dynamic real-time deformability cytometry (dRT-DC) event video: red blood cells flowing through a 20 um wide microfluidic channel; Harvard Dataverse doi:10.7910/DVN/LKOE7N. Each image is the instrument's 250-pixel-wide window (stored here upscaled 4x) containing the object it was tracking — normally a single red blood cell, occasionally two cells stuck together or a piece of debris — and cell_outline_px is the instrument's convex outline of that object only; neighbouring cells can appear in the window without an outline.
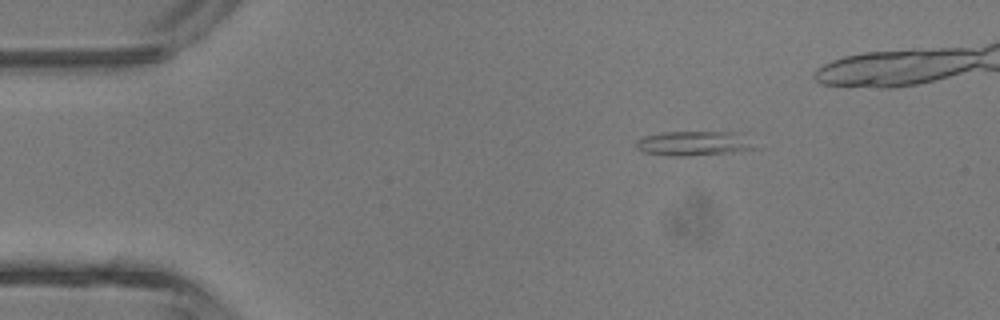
{"species": "common noctule bat (a hibernating species)", "species_latin": "Nyctalus noctula", "temperature_condition": "room temperature", "stored_images_in_passage": 5, "segment_of_instrument_passage": [1, 2], "camera_frame_rate_fps": 3000, "um_per_image_px": 0.085, "animal": {"sex": "male", "body_mass_g": 13.3}, "frame": {"image": 1, "passage_image": 1, "time_ms": 0.0, "image_size_px": [1000, 320], "cell_outline_px": [[760, 148], [728, 152], [688, 156], [668, 156], [644, 152], [636, 148], [636, 140], [644, 136], [664, 132], [736, 132]], "centroid_in_image_um": [58.92, 12.19], "position_along_channel_um": 26.1, "area_um2": 16.82}}
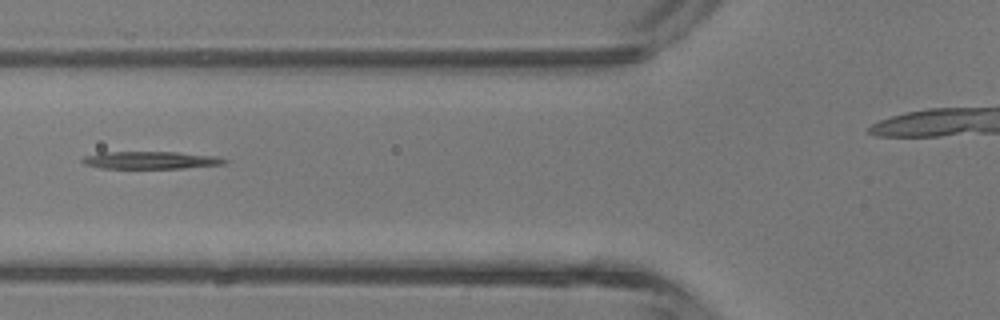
{"frame": {"image": 2, "passage_image": 4, "time_ms": 3.333, "image_size_px": [1000, 320], "cell_outline_px": [[228, 160], [224, 164], [184, 168], [100, 168], [84, 164], [80, 160], [84, 156], [100, 152], [176, 152], [216, 156]], "centroid_in_image_um": [12.77, 13.61], "position_along_channel_um": 113.0, "area_um2": 14.45}}